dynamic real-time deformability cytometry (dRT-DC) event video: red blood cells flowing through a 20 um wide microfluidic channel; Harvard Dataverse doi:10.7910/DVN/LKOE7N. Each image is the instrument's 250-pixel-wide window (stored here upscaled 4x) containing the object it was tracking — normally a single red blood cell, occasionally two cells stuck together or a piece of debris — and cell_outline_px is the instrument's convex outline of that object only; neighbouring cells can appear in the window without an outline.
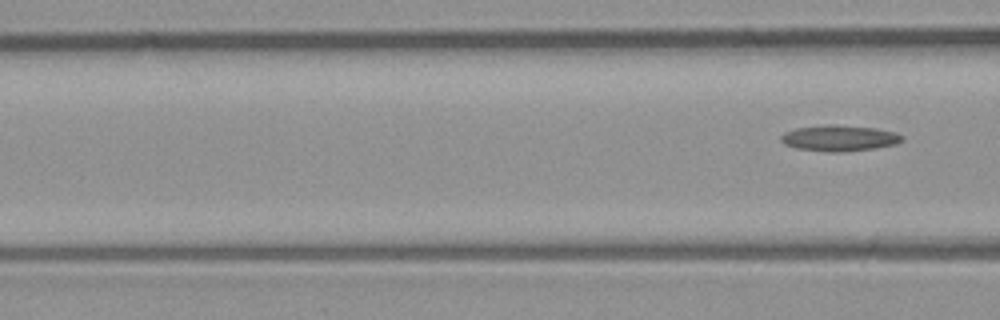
{"species": "common noctule bat (a hibernating species)", "species_latin": "Nyctalus noctula", "temperature_condition": "room temperature", "stored_images_in_passage": 4, "camera_frame_rate_fps": 3000, "um_per_image_px": 0.085, "animal": {"sex": "male", "body_mass_g": 23.1, "forearm_length_mm": 52.7}, "frame": {"image": 1, "passage_image": 4, "time_ms": 1.0, "image_size_px": [1000, 320], "cell_outline_px": [[904, 140], [896, 144], [876, 148], [840, 152], [828, 152], [796, 148], [784, 144], [780, 140], [780, 136], [784, 132], [796, 128], [828, 124], [836, 124], [876, 128], [896, 132], [904, 136]], "centroid_in_image_um": [71.36, 11.73], "position_along_channel_um": 95.2, "area_um2": 18.55}}